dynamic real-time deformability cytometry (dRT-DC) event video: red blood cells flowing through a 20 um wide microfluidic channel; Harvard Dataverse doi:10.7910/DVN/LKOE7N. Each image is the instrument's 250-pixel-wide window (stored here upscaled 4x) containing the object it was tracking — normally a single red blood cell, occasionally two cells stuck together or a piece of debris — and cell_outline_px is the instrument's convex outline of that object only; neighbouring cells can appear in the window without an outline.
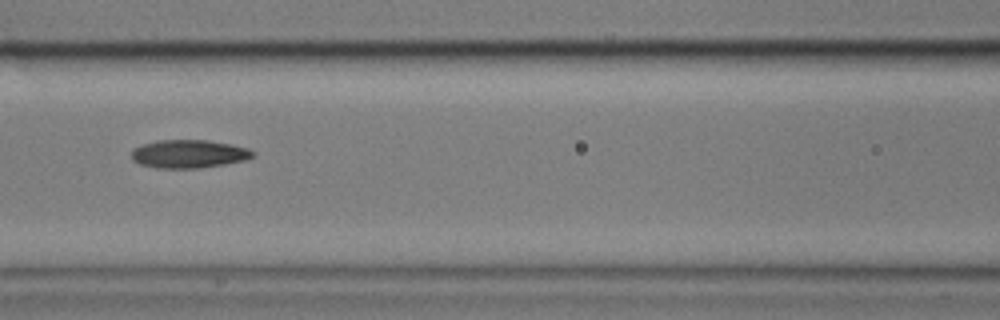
{"species": "common noctule bat (a hibernating species)", "species_latin": "Nyctalus noctula", "temperature_condition": "cold", "stored_images_in_passage": 12, "camera_frame_rate_fps": 3000, "um_per_image_px": 0.085, "animal": {"sex": "male", "body_mass_g": 17.9}, "frame": {"image": 1, "passage_image": 3, "time_ms": 0.667, "image_size_px": [1000, 320], "cell_outline_px": [[256, 156], [248, 160], [200, 168], [156, 168], [140, 164], [132, 160], [132, 148], [140, 144], [156, 140], [208, 140], [232, 144], [248, 148], [256, 152]], "centroid_in_image_um": [16.07, 13.07], "position_along_channel_um": 150.5, "area_um2": 20.35}}
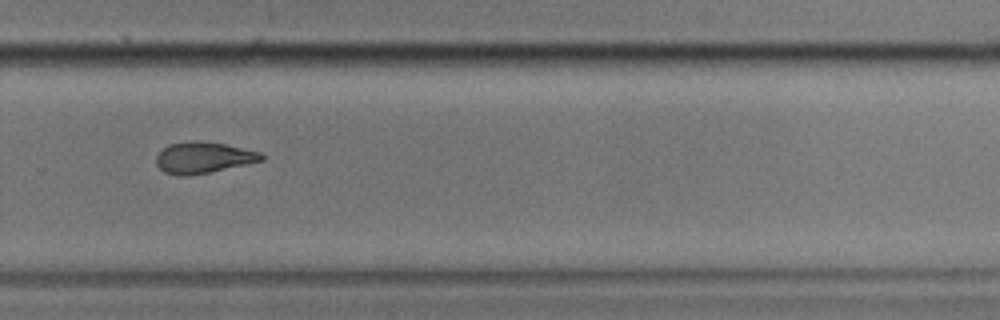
{"frame": {"image": 2, "passage_image": 7, "time_ms": 2.0, "image_size_px": [1000, 320], "cell_outline_px": [[264, 160], [208, 172], [184, 176], [180, 176], [164, 172], [156, 164], [156, 156], [164, 148], [172, 144], [192, 140], [200, 140], [224, 144], [260, 152], [264, 156]], "centroid_in_image_um": [17.27, 13.39], "position_along_channel_um": 312.5, "area_um2": 18.84}}
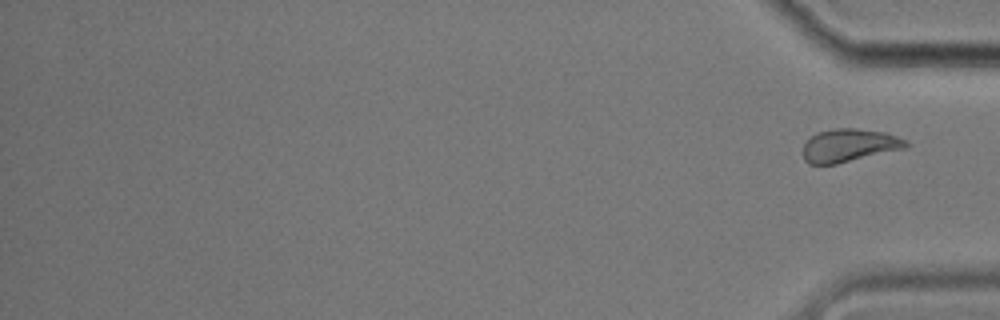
{"frame": {"image": 3, "passage_image": 12, "time_ms": 3.667, "image_size_px": [1000, 320], "cell_outline_px": [[908, 148], [836, 164], [808, 164], [804, 160], [804, 144], [816, 132], [836, 128], [856, 128], [884, 132], [908, 140]], "centroid_in_image_um": [72.21, 12.36], "position_along_channel_um": 363.0, "area_um2": 19.88}}